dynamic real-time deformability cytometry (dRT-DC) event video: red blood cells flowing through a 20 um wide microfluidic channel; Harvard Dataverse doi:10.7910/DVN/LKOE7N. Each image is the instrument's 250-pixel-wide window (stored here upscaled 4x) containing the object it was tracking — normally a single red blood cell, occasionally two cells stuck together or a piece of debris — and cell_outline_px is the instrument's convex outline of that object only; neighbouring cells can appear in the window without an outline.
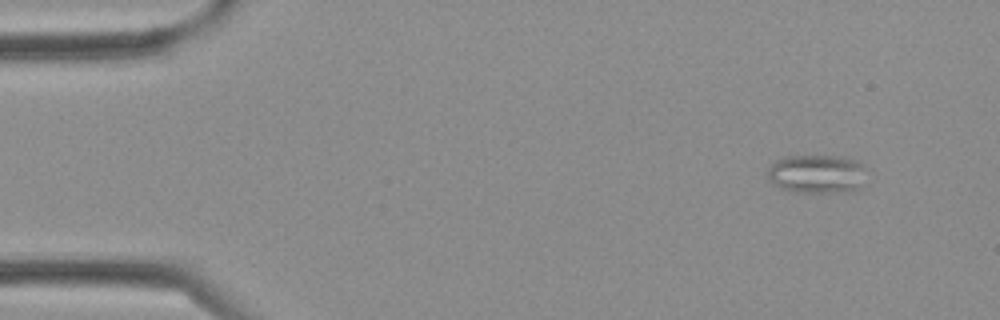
{"species": "Egyptian fruit bat (a non-hibernating species)", "species_latin": "Rousettus aegyptiacus", "temperature_condition": "cold", "stored_images_in_passage": 3, "camera_frame_rate_fps": 3000, "um_per_image_px": 0.085, "frame": {"image": 1, "passage_image": 3, "time_ms": 0.667, "image_size_px": [1000, 320], "cell_outline_px": [[864, 164], [860, 188], [852, 192], [796, 192], [780, 188], [768, 180], [768, 168], [772, 164], [784, 156], [848, 156], [860, 160]], "centroid_in_image_um": [69.45, 14.77], "position_along_channel_um": 15.6, "area_um2": 22.48}}